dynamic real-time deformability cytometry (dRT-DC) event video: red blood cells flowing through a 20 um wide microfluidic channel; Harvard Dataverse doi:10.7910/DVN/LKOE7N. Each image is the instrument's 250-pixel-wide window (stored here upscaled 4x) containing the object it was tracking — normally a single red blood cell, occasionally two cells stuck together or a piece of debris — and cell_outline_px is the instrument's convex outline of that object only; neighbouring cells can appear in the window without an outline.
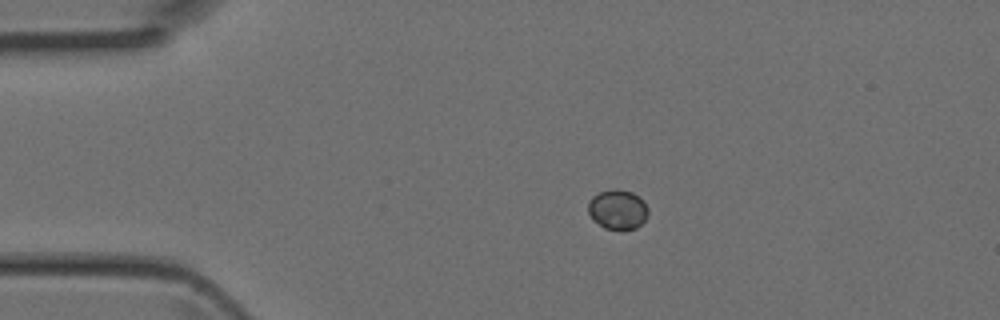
{"species": "Egyptian fruit bat (a non-hibernating species)", "species_latin": "Rousettus aegyptiacus", "temperature_condition": "room temperature", "stored_images_in_passage": 38, "camera_frame_rate_fps": 3000, "um_per_image_px": 0.085, "animal": {"sex": "female"}, "frame": {"image": 1, "passage_image": 1, "time_ms": 0.0, "image_size_px": [1000, 320], "cell_outline_px": [[648, 216], [636, 228], [620, 232], [604, 228], [592, 220], [588, 212], [588, 204], [592, 196], [600, 192], [612, 188], [616, 188], [632, 192], [644, 200], [648, 208]], "centroid_in_image_um": [52.5, 17.83], "position_along_channel_um": 32.5, "area_um2": 14.33}}
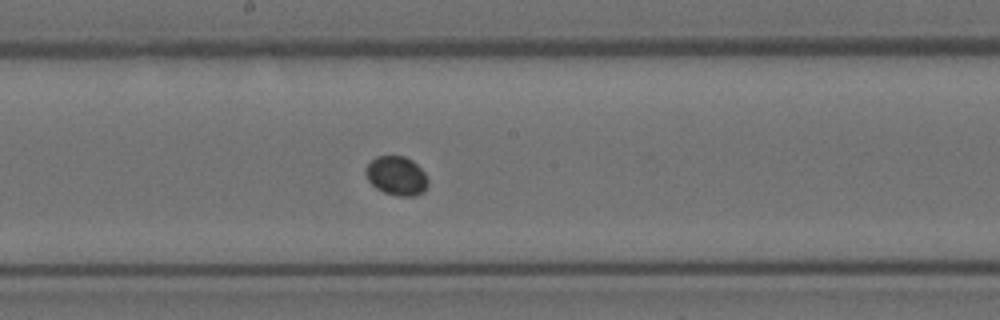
{"frame": {"image": 2, "passage_image": 16, "time_ms": 5.0, "image_size_px": [1000, 320], "cell_outline_px": [[428, 184], [424, 192], [416, 196], [400, 196], [384, 192], [376, 188], [368, 180], [364, 172], [364, 168], [376, 156], [404, 156], [412, 160], [424, 172], [428, 180]], "centroid_in_image_um": [33.7, 14.94], "position_along_channel_um": 214.5, "area_um2": 14.22}}
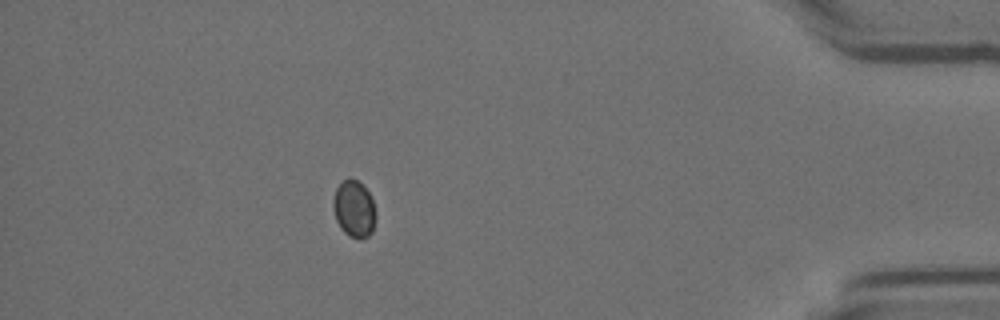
{"frame": {"image": 3, "passage_image": 32, "time_ms": 10.333, "image_size_px": [1000, 320], "cell_outline_px": [[376, 220], [372, 232], [368, 236], [360, 240], [348, 236], [340, 228], [336, 220], [332, 204], [332, 200], [336, 188], [348, 176], [356, 180], [368, 192], [372, 200], [376, 212]], "centroid_in_image_um": [30.09, 17.79], "position_along_channel_um": 405.1, "area_um2": 14.28}}